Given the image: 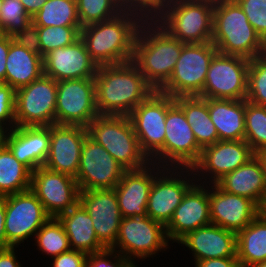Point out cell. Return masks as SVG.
Segmentation results:
<instances>
[{"label":"cell","instance_id":"obj_1","mask_svg":"<svg viewBox=\"0 0 266 267\" xmlns=\"http://www.w3.org/2000/svg\"><path fill=\"white\" fill-rule=\"evenodd\" d=\"M94 79L99 115L128 116L155 91L132 61L98 66Z\"/></svg>","mask_w":266,"mask_h":267},{"label":"cell","instance_id":"obj_2","mask_svg":"<svg viewBox=\"0 0 266 267\" xmlns=\"http://www.w3.org/2000/svg\"><path fill=\"white\" fill-rule=\"evenodd\" d=\"M144 20L133 12L123 11L103 22L84 26L80 38L97 66L132 61L135 38Z\"/></svg>","mask_w":266,"mask_h":267},{"label":"cell","instance_id":"obj_3","mask_svg":"<svg viewBox=\"0 0 266 267\" xmlns=\"http://www.w3.org/2000/svg\"><path fill=\"white\" fill-rule=\"evenodd\" d=\"M185 44L155 20H144L135 38L132 62L158 91L169 80Z\"/></svg>","mask_w":266,"mask_h":267},{"label":"cell","instance_id":"obj_4","mask_svg":"<svg viewBox=\"0 0 266 267\" xmlns=\"http://www.w3.org/2000/svg\"><path fill=\"white\" fill-rule=\"evenodd\" d=\"M211 42L218 53L248 60L266 53V43L235 0H215Z\"/></svg>","mask_w":266,"mask_h":267},{"label":"cell","instance_id":"obj_5","mask_svg":"<svg viewBox=\"0 0 266 267\" xmlns=\"http://www.w3.org/2000/svg\"><path fill=\"white\" fill-rule=\"evenodd\" d=\"M87 131L126 170L141 169L151 162L142 152L128 116L99 115Z\"/></svg>","mask_w":266,"mask_h":267},{"label":"cell","instance_id":"obj_6","mask_svg":"<svg viewBox=\"0 0 266 267\" xmlns=\"http://www.w3.org/2000/svg\"><path fill=\"white\" fill-rule=\"evenodd\" d=\"M215 0H191L165 7L155 21L183 43L211 42Z\"/></svg>","mask_w":266,"mask_h":267},{"label":"cell","instance_id":"obj_7","mask_svg":"<svg viewBox=\"0 0 266 267\" xmlns=\"http://www.w3.org/2000/svg\"><path fill=\"white\" fill-rule=\"evenodd\" d=\"M217 52L212 42L185 44L169 80L158 91L173 98L199 96Z\"/></svg>","mask_w":266,"mask_h":267},{"label":"cell","instance_id":"obj_8","mask_svg":"<svg viewBox=\"0 0 266 267\" xmlns=\"http://www.w3.org/2000/svg\"><path fill=\"white\" fill-rule=\"evenodd\" d=\"M169 244L165 225L146 215L123 217L116 242L111 249L121 253L137 267L134 259H153V255L155 257L157 253L165 251Z\"/></svg>","mask_w":266,"mask_h":267},{"label":"cell","instance_id":"obj_9","mask_svg":"<svg viewBox=\"0 0 266 267\" xmlns=\"http://www.w3.org/2000/svg\"><path fill=\"white\" fill-rule=\"evenodd\" d=\"M201 150L183 110L174 102L167 110L164 146L150 161L162 167L191 168Z\"/></svg>","mask_w":266,"mask_h":267},{"label":"cell","instance_id":"obj_10","mask_svg":"<svg viewBox=\"0 0 266 267\" xmlns=\"http://www.w3.org/2000/svg\"><path fill=\"white\" fill-rule=\"evenodd\" d=\"M57 81L42 74L15 91L16 127L55 124Z\"/></svg>","mask_w":266,"mask_h":267},{"label":"cell","instance_id":"obj_11","mask_svg":"<svg viewBox=\"0 0 266 267\" xmlns=\"http://www.w3.org/2000/svg\"><path fill=\"white\" fill-rule=\"evenodd\" d=\"M175 98L154 91L129 115L142 152L151 160L164 146L165 120Z\"/></svg>","mask_w":266,"mask_h":267},{"label":"cell","instance_id":"obj_12","mask_svg":"<svg viewBox=\"0 0 266 267\" xmlns=\"http://www.w3.org/2000/svg\"><path fill=\"white\" fill-rule=\"evenodd\" d=\"M5 201V234L7 248L18 247L37 231L51 216L29 189L2 197Z\"/></svg>","mask_w":266,"mask_h":267},{"label":"cell","instance_id":"obj_13","mask_svg":"<svg viewBox=\"0 0 266 267\" xmlns=\"http://www.w3.org/2000/svg\"><path fill=\"white\" fill-rule=\"evenodd\" d=\"M97 116L94 78L57 82L55 124L87 127Z\"/></svg>","mask_w":266,"mask_h":267},{"label":"cell","instance_id":"obj_14","mask_svg":"<svg viewBox=\"0 0 266 267\" xmlns=\"http://www.w3.org/2000/svg\"><path fill=\"white\" fill-rule=\"evenodd\" d=\"M195 183L192 168L165 167L153 180L147 203V216L166 226L184 195Z\"/></svg>","mask_w":266,"mask_h":267},{"label":"cell","instance_id":"obj_15","mask_svg":"<svg viewBox=\"0 0 266 267\" xmlns=\"http://www.w3.org/2000/svg\"><path fill=\"white\" fill-rule=\"evenodd\" d=\"M249 61L240 56L217 52L210 61L204 87L199 97L246 99Z\"/></svg>","mask_w":266,"mask_h":267},{"label":"cell","instance_id":"obj_16","mask_svg":"<svg viewBox=\"0 0 266 267\" xmlns=\"http://www.w3.org/2000/svg\"><path fill=\"white\" fill-rule=\"evenodd\" d=\"M125 171L103 146L86 136L75 178L80 191L114 189Z\"/></svg>","mask_w":266,"mask_h":267},{"label":"cell","instance_id":"obj_17","mask_svg":"<svg viewBox=\"0 0 266 267\" xmlns=\"http://www.w3.org/2000/svg\"><path fill=\"white\" fill-rule=\"evenodd\" d=\"M254 155L255 153L245 140H219L204 147L199 160L191 168L195 177L197 176L195 178L197 183L214 184L227 173L245 164ZM202 179H204L203 182H201Z\"/></svg>","mask_w":266,"mask_h":267},{"label":"cell","instance_id":"obj_18","mask_svg":"<svg viewBox=\"0 0 266 267\" xmlns=\"http://www.w3.org/2000/svg\"><path fill=\"white\" fill-rule=\"evenodd\" d=\"M30 190L51 217H57L79 202V186L70 175L47 169L36 168L31 175Z\"/></svg>","mask_w":266,"mask_h":267},{"label":"cell","instance_id":"obj_19","mask_svg":"<svg viewBox=\"0 0 266 267\" xmlns=\"http://www.w3.org/2000/svg\"><path fill=\"white\" fill-rule=\"evenodd\" d=\"M79 202L92 218L98 240L111 248L119 232L122 215L115 189H92L80 191Z\"/></svg>","mask_w":266,"mask_h":267},{"label":"cell","instance_id":"obj_20","mask_svg":"<svg viewBox=\"0 0 266 267\" xmlns=\"http://www.w3.org/2000/svg\"><path fill=\"white\" fill-rule=\"evenodd\" d=\"M87 135V127L84 126L50 125L49 153L43 166L76 178Z\"/></svg>","mask_w":266,"mask_h":267},{"label":"cell","instance_id":"obj_21","mask_svg":"<svg viewBox=\"0 0 266 267\" xmlns=\"http://www.w3.org/2000/svg\"><path fill=\"white\" fill-rule=\"evenodd\" d=\"M205 185V186H204ZM212 224L210 218L209 186L195 183L175 209L165 226L169 241L178 242L188 232Z\"/></svg>","mask_w":266,"mask_h":267},{"label":"cell","instance_id":"obj_22","mask_svg":"<svg viewBox=\"0 0 266 267\" xmlns=\"http://www.w3.org/2000/svg\"><path fill=\"white\" fill-rule=\"evenodd\" d=\"M209 186L212 224L237 234L259 215V206L249 198L228 193L216 183Z\"/></svg>","mask_w":266,"mask_h":267},{"label":"cell","instance_id":"obj_23","mask_svg":"<svg viewBox=\"0 0 266 267\" xmlns=\"http://www.w3.org/2000/svg\"><path fill=\"white\" fill-rule=\"evenodd\" d=\"M164 168L150 162L141 169L124 172L114 188L122 217L147 215V203L153 180Z\"/></svg>","mask_w":266,"mask_h":267},{"label":"cell","instance_id":"obj_24","mask_svg":"<svg viewBox=\"0 0 266 267\" xmlns=\"http://www.w3.org/2000/svg\"><path fill=\"white\" fill-rule=\"evenodd\" d=\"M98 66L90 57L84 41L57 48L43 58V74L55 81L95 78Z\"/></svg>","mask_w":266,"mask_h":267},{"label":"cell","instance_id":"obj_25","mask_svg":"<svg viewBox=\"0 0 266 267\" xmlns=\"http://www.w3.org/2000/svg\"><path fill=\"white\" fill-rule=\"evenodd\" d=\"M178 244L191 250L194 262L224 257H237V235L218 225L209 224L188 232Z\"/></svg>","mask_w":266,"mask_h":267},{"label":"cell","instance_id":"obj_26","mask_svg":"<svg viewBox=\"0 0 266 267\" xmlns=\"http://www.w3.org/2000/svg\"><path fill=\"white\" fill-rule=\"evenodd\" d=\"M5 145L32 172L44 165L50 146V126H23L7 130Z\"/></svg>","mask_w":266,"mask_h":267},{"label":"cell","instance_id":"obj_27","mask_svg":"<svg viewBox=\"0 0 266 267\" xmlns=\"http://www.w3.org/2000/svg\"><path fill=\"white\" fill-rule=\"evenodd\" d=\"M216 184L228 193L249 198L258 206L266 193L264 171L256 155L239 168L224 175Z\"/></svg>","mask_w":266,"mask_h":267},{"label":"cell","instance_id":"obj_28","mask_svg":"<svg viewBox=\"0 0 266 267\" xmlns=\"http://www.w3.org/2000/svg\"><path fill=\"white\" fill-rule=\"evenodd\" d=\"M205 99L211 121L218 133V141L244 140L245 99Z\"/></svg>","mask_w":266,"mask_h":267},{"label":"cell","instance_id":"obj_29","mask_svg":"<svg viewBox=\"0 0 266 267\" xmlns=\"http://www.w3.org/2000/svg\"><path fill=\"white\" fill-rule=\"evenodd\" d=\"M56 218L69 238L71 250L91 254L106 249L95 234L92 218L80 202Z\"/></svg>","mask_w":266,"mask_h":267},{"label":"cell","instance_id":"obj_30","mask_svg":"<svg viewBox=\"0 0 266 267\" xmlns=\"http://www.w3.org/2000/svg\"><path fill=\"white\" fill-rule=\"evenodd\" d=\"M42 74L43 58L12 41L6 58L5 83L16 91Z\"/></svg>","mask_w":266,"mask_h":267},{"label":"cell","instance_id":"obj_31","mask_svg":"<svg viewBox=\"0 0 266 267\" xmlns=\"http://www.w3.org/2000/svg\"><path fill=\"white\" fill-rule=\"evenodd\" d=\"M175 103L183 110L194 137L202 149L218 141V133L211 121L205 98L181 96L175 98Z\"/></svg>","mask_w":266,"mask_h":267},{"label":"cell","instance_id":"obj_32","mask_svg":"<svg viewBox=\"0 0 266 267\" xmlns=\"http://www.w3.org/2000/svg\"><path fill=\"white\" fill-rule=\"evenodd\" d=\"M240 267H253L266 261V220L258 215L237 234Z\"/></svg>","mask_w":266,"mask_h":267},{"label":"cell","instance_id":"obj_33","mask_svg":"<svg viewBox=\"0 0 266 267\" xmlns=\"http://www.w3.org/2000/svg\"><path fill=\"white\" fill-rule=\"evenodd\" d=\"M32 171L4 144L0 148V198L30 189Z\"/></svg>","mask_w":266,"mask_h":267},{"label":"cell","instance_id":"obj_34","mask_svg":"<svg viewBox=\"0 0 266 267\" xmlns=\"http://www.w3.org/2000/svg\"><path fill=\"white\" fill-rule=\"evenodd\" d=\"M31 18L37 27L81 26L76 0H47Z\"/></svg>","mask_w":266,"mask_h":267},{"label":"cell","instance_id":"obj_35","mask_svg":"<svg viewBox=\"0 0 266 267\" xmlns=\"http://www.w3.org/2000/svg\"><path fill=\"white\" fill-rule=\"evenodd\" d=\"M38 250L51 258L71 250L69 238L62 224L55 217H51L34 236Z\"/></svg>","mask_w":266,"mask_h":267},{"label":"cell","instance_id":"obj_36","mask_svg":"<svg viewBox=\"0 0 266 267\" xmlns=\"http://www.w3.org/2000/svg\"><path fill=\"white\" fill-rule=\"evenodd\" d=\"M244 140L254 153L266 149V106L252 104L246 99Z\"/></svg>","mask_w":266,"mask_h":267},{"label":"cell","instance_id":"obj_37","mask_svg":"<svg viewBox=\"0 0 266 267\" xmlns=\"http://www.w3.org/2000/svg\"><path fill=\"white\" fill-rule=\"evenodd\" d=\"M42 58L52 50L72 45L80 38L81 26L37 27Z\"/></svg>","mask_w":266,"mask_h":267},{"label":"cell","instance_id":"obj_38","mask_svg":"<svg viewBox=\"0 0 266 267\" xmlns=\"http://www.w3.org/2000/svg\"><path fill=\"white\" fill-rule=\"evenodd\" d=\"M81 27L110 20L123 12L112 0H76Z\"/></svg>","mask_w":266,"mask_h":267},{"label":"cell","instance_id":"obj_39","mask_svg":"<svg viewBox=\"0 0 266 267\" xmlns=\"http://www.w3.org/2000/svg\"><path fill=\"white\" fill-rule=\"evenodd\" d=\"M246 100L266 106V53L249 61Z\"/></svg>","mask_w":266,"mask_h":267},{"label":"cell","instance_id":"obj_40","mask_svg":"<svg viewBox=\"0 0 266 267\" xmlns=\"http://www.w3.org/2000/svg\"><path fill=\"white\" fill-rule=\"evenodd\" d=\"M30 22L32 18L25 11L20 0H3L0 8V33L12 37Z\"/></svg>","mask_w":266,"mask_h":267},{"label":"cell","instance_id":"obj_41","mask_svg":"<svg viewBox=\"0 0 266 267\" xmlns=\"http://www.w3.org/2000/svg\"><path fill=\"white\" fill-rule=\"evenodd\" d=\"M242 8L249 23L266 43V0H235Z\"/></svg>","mask_w":266,"mask_h":267},{"label":"cell","instance_id":"obj_42","mask_svg":"<svg viewBox=\"0 0 266 267\" xmlns=\"http://www.w3.org/2000/svg\"><path fill=\"white\" fill-rule=\"evenodd\" d=\"M0 125L8 130L16 126L15 90L3 81H0Z\"/></svg>","mask_w":266,"mask_h":267},{"label":"cell","instance_id":"obj_43","mask_svg":"<svg viewBox=\"0 0 266 267\" xmlns=\"http://www.w3.org/2000/svg\"><path fill=\"white\" fill-rule=\"evenodd\" d=\"M86 267H136V265H133L121 253L106 248L100 252L88 254Z\"/></svg>","mask_w":266,"mask_h":267},{"label":"cell","instance_id":"obj_44","mask_svg":"<svg viewBox=\"0 0 266 267\" xmlns=\"http://www.w3.org/2000/svg\"><path fill=\"white\" fill-rule=\"evenodd\" d=\"M12 38L20 46L42 57L38 28L33 22L14 34Z\"/></svg>","mask_w":266,"mask_h":267},{"label":"cell","instance_id":"obj_45","mask_svg":"<svg viewBox=\"0 0 266 267\" xmlns=\"http://www.w3.org/2000/svg\"><path fill=\"white\" fill-rule=\"evenodd\" d=\"M128 12L139 15L143 20H155L162 13L160 0H128Z\"/></svg>","mask_w":266,"mask_h":267},{"label":"cell","instance_id":"obj_46","mask_svg":"<svg viewBox=\"0 0 266 267\" xmlns=\"http://www.w3.org/2000/svg\"><path fill=\"white\" fill-rule=\"evenodd\" d=\"M88 254L78 250H70L53 257L52 267H86Z\"/></svg>","mask_w":266,"mask_h":267},{"label":"cell","instance_id":"obj_47","mask_svg":"<svg viewBox=\"0 0 266 267\" xmlns=\"http://www.w3.org/2000/svg\"><path fill=\"white\" fill-rule=\"evenodd\" d=\"M195 267H240L237 257H224L200 260Z\"/></svg>","mask_w":266,"mask_h":267},{"label":"cell","instance_id":"obj_48","mask_svg":"<svg viewBox=\"0 0 266 267\" xmlns=\"http://www.w3.org/2000/svg\"><path fill=\"white\" fill-rule=\"evenodd\" d=\"M12 41L13 38L11 36L0 33V81L3 82H5L6 58Z\"/></svg>","mask_w":266,"mask_h":267},{"label":"cell","instance_id":"obj_49","mask_svg":"<svg viewBox=\"0 0 266 267\" xmlns=\"http://www.w3.org/2000/svg\"><path fill=\"white\" fill-rule=\"evenodd\" d=\"M15 247L0 248V267H23L17 259Z\"/></svg>","mask_w":266,"mask_h":267},{"label":"cell","instance_id":"obj_50","mask_svg":"<svg viewBox=\"0 0 266 267\" xmlns=\"http://www.w3.org/2000/svg\"><path fill=\"white\" fill-rule=\"evenodd\" d=\"M0 248H7L5 234V201L0 198Z\"/></svg>","mask_w":266,"mask_h":267},{"label":"cell","instance_id":"obj_51","mask_svg":"<svg viewBox=\"0 0 266 267\" xmlns=\"http://www.w3.org/2000/svg\"><path fill=\"white\" fill-rule=\"evenodd\" d=\"M30 17L36 14L47 0H20Z\"/></svg>","mask_w":266,"mask_h":267},{"label":"cell","instance_id":"obj_52","mask_svg":"<svg viewBox=\"0 0 266 267\" xmlns=\"http://www.w3.org/2000/svg\"><path fill=\"white\" fill-rule=\"evenodd\" d=\"M255 155L258 157V159L260 160L262 164V168H263L264 175H265V181H266V149L258 151L257 153H255Z\"/></svg>","mask_w":266,"mask_h":267},{"label":"cell","instance_id":"obj_53","mask_svg":"<svg viewBox=\"0 0 266 267\" xmlns=\"http://www.w3.org/2000/svg\"><path fill=\"white\" fill-rule=\"evenodd\" d=\"M259 215L266 220V193L264 198L259 206Z\"/></svg>","mask_w":266,"mask_h":267},{"label":"cell","instance_id":"obj_54","mask_svg":"<svg viewBox=\"0 0 266 267\" xmlns=\"http://www.w3.org/2000/svg\"><path fill=\"white\" fill-rule=\"evenodd\" d=\"M122 11L128 12V0H112Z\"/></svg>","mask_w":266,"mask_h":267},{"label":"cell","instance_id":"obj_55","mask_svg":"<svg viewBox=\"0 0 266 267\" xmlns=\"http://www.w3.org/2000/svg\"><path fill=\"white\" fill-rule=\"evenodd\" d=\"M8 129L0 125V148L5 144V135Z\"/></svg>","mask_w":266,"mask_h":267},{"label":"cell","instance_id":"obj_56","mask_svg":"<svg viewBox=\"0 0 266 267\" xmlns=\"http://www.w3.org/2000/svg\"><path fill=\"white\" fill-rule=\"evenodd\" d=\"M161 3H162V11L165 7L173 4V3H176V2H181V1H191V0H160Z\"/></svg>","mask_w":266,"mask_h":267},{"label":"cell","instance_id":"obj_57","mask_svg":"<svg viewBox=\"0 0 266 267\" xmlns=\"http://www.w3.org/2000/svg\"><path fill=\"white\" fill-rule=\"evenodd\" d=\"M253 267H266V261L258 263L256 265H254Z\"/></svg>","mask_w":266,"mask_h":267},{"label":"cell","instance_id":"obj_58","mask_svg":"<svg viewBox=\"0 0 266 267\" xmlns=\"http://www.w3.org/2000/svg\"><path fill=\"white\" fill-rule=\"evenodd\" d=\"M2 2H3V0H0V8H1V6H2Z\"/></svg>","mask_w":266,"mask_h":267}]
</instances>
